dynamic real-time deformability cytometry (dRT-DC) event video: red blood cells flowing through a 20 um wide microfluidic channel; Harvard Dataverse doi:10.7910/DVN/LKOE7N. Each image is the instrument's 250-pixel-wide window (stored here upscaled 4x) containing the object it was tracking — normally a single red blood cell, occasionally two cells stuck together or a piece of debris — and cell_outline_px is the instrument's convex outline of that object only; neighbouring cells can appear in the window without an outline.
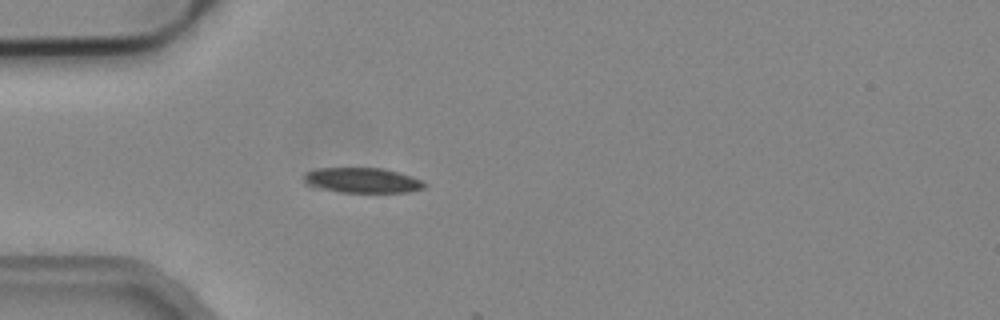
{"species": "common noctule bat (a hibernating species)", "species_latin": "Nyctalus noctula", "temperature_condition": "cold", "stored_images_in_passage": 2, "camera_frame_rate_fps": 3000, "um_per_image_px": 0.085, "animal": {"sex": "male", "body_mass_g": 19.2, "forearm_length_mm": 51.8}, "frame": {"image": 1, "passage_image": 1, "time_ms": 0.0, "image_size_px": [1000, 320], "cell_outline_px": [[428, 184], [424, 188], [408, 192], [340, 192], [320, 188], [304, 184], [304, 172], [316, 168], [384, 168], [412, 176]], "centroid_in_image_um": [30.78, 15.32], "position_along_channel_um": 54.2, "area_um2": 17.74}}